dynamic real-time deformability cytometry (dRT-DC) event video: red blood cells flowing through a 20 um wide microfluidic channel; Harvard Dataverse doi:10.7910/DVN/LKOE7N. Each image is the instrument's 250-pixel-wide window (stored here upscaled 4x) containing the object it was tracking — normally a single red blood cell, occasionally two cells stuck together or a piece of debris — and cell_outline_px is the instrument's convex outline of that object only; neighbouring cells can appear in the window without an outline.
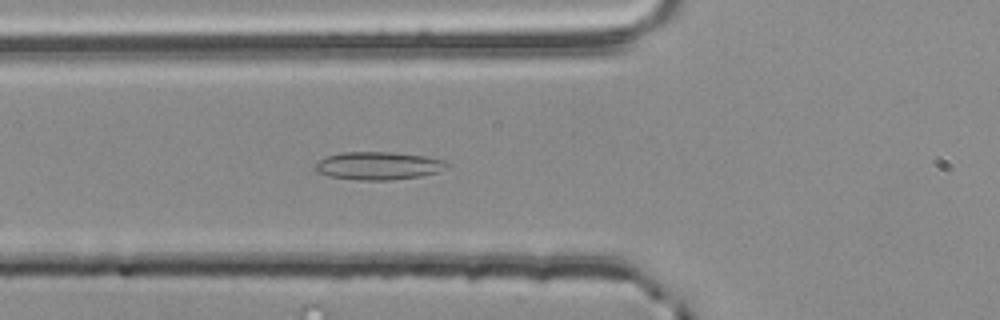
{"species": "common noctule bat (a hibernating species)", "species_latin": "Nyctalus noctula", "temperature_condition": "room temperature", "stored_images_in_passage": 36, "camera_frame_rate_fps": 3000, "um_per_image_px": 0.085, "animal": {"sex": "male", "body_mass_g": 20.4}, "frame": {"image": 1, "passage_image": 8, "time_ms": 2.333, "image_size_px": [1000, 320], "cell_outline_px": [[448, 168], [424, 176], [392, 180], [356, 180], [328, 176], [316, 172], [312, 168], [320, 160], [328, 156], [340, 152], [388, 152], [424, 156], [444, 160], [448, 164]], "centroid_in_image_um": [32.14, 14.1], "position_along_channel_um": 93.7, "area_um2": 21.56}}
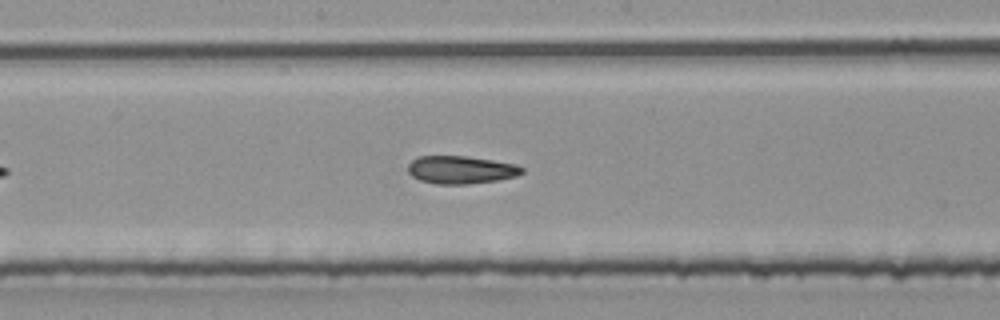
{"frame": {"image": 2, "passage_image": 17, "time_ms": 5.333, "image_size_px": [1000, 320], "cell_outline_px": [[524, 172], [516, 176], [496, 180], [464, 184], [436, 184], [420, 180], [412, 176], [408, 172], [408, 164], [416, 156], [464, 156], [492, 160], [516, 164], [524, 168]], "centroid_in_image_um": [39.15, 14.42], "position_along_channel_um": 209.0, "area_um2": 18.44}}
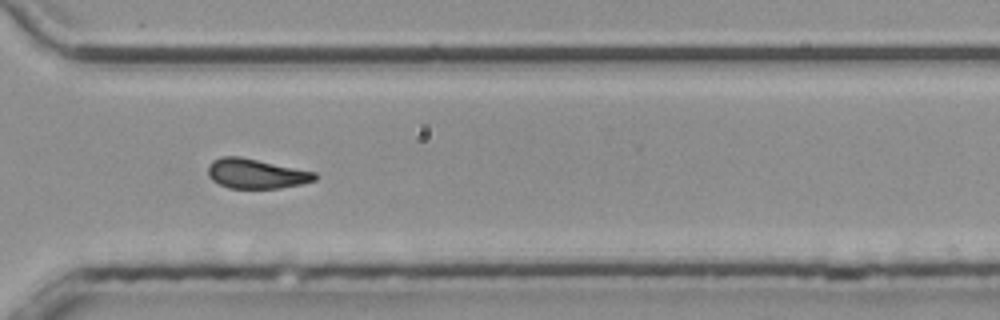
{"frame": {"image": 3, "passage_image": 28, "time_ms": 9.0, "image_size_px": [1000, 320], "cell_outline_px": [[316, 180], [300, 184], [280, 188], [228, 188], [212, 180], [208, 176], [208, 164], [212, 160], [220, 156], [240, 156], [316, 172]], "centroid_in_image_um": [21.73, 14.75], "position_along_channel_um": 348.9, "area_um2": 18.55}, "authors_computed_cell_mechanics": {"area_um2": 18.8428, "velocity_mm_per_s": 3.8253, "shape_relaxation_time_tau1_ms": null, "shape_relaxation_time_tau2_ms": 6.5533, "deformation_change_tau1": null, "deformation_change_tau2": 0.155}}